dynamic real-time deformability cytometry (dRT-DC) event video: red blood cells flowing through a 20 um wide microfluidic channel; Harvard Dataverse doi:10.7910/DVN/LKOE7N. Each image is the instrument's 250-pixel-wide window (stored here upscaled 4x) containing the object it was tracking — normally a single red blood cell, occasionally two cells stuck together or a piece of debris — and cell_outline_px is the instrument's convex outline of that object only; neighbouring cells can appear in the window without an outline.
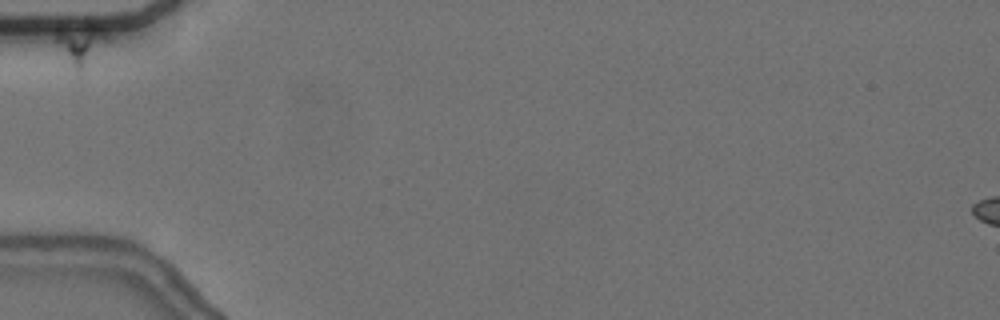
{"species": "common noctule bat (a hibernating species)", "species_latin": "Nyctalus noctula", "temperature_condition": "cold", "stored_images_in_passage": 43, "camera_frame_rate_fps": 3000, "um_per_image_px": 0.085, "animal": {"sex": "female", "body_mass_g": 24.6, "forearm_length_mm": 56.2}, "frame": {"image": 1, "passage_image": 1, "time_ms": 0.0, "image_size_px": [1000, 320], "cell_outline_px": [[108, 40], [80, 76], [76, 72], [56, 44], [56, 28], [88, 24], [92, 24], [104, 32], [108, 36]], "centroid_in_image_um": [6.84, 3.79], "position_along_channel_um": 78.2, "area_um2": 12.14}}